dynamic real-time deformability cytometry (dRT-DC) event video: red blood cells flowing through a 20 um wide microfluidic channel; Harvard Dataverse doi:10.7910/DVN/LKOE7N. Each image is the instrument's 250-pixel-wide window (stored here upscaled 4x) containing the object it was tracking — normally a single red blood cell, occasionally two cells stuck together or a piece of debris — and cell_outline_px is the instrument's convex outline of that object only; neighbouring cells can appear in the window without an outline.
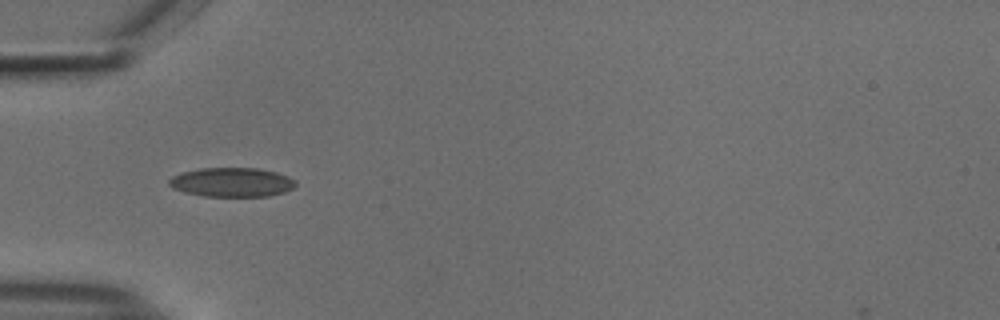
{"species": "common noctule bat (a hibernating species)", "species_latin": "Nyctalus noctula", "temperature_condition": "cold", "stored_images_in_passage": 37, "camera_frame_rate_fps": 3000, "um_per_image_px": 0.085, "animal": {"sex": "male", "body_mass_g": 18.8}, "frame": {"image": 1, "passage_image": 1, "time_ms": 0.0, "image_size_px": [1000, 320], "cell_outline_px": [[296, 184], [292, 188], [284, 192], [268, 196], [204, 196], [184, 192], [172, 188], [168, 184], [168, 180], [172, 176], [184, 172], [200, 168], [256, 168], [276, 172], [288, 176], [296, 180]], "centroid_in_image_um": [19.7, 15.49], "position_along_channel_um": 65.3, "area_um2": 21.5}}
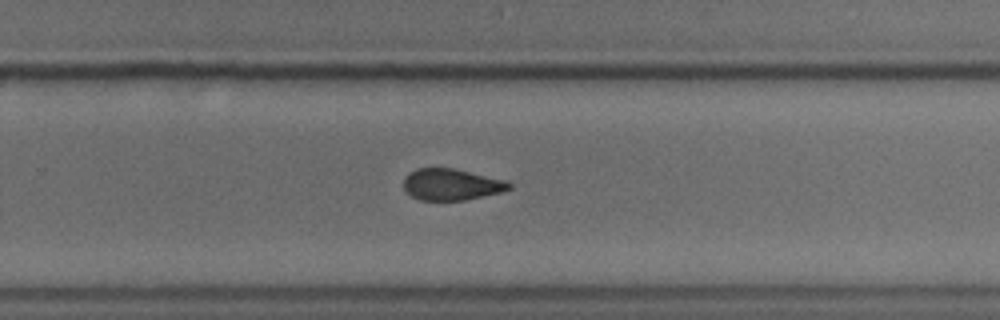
{"frame": {"image": 2, "passage_image": 19, "time_ms": 6.0, "image_size_px": [1000, 320], "cell_outline_px": [[512, 188], [500, 192], [464, 200], [420, 200], [412, 196], [404, 188], [404, 176], [408, 172], [416, 168], [452, 168], [508, 180], [512, 184]], "centroid_in_image_um": [38.37, 15.67], "position_along_channel_um": 291.4, "area_um2": 19.36}}
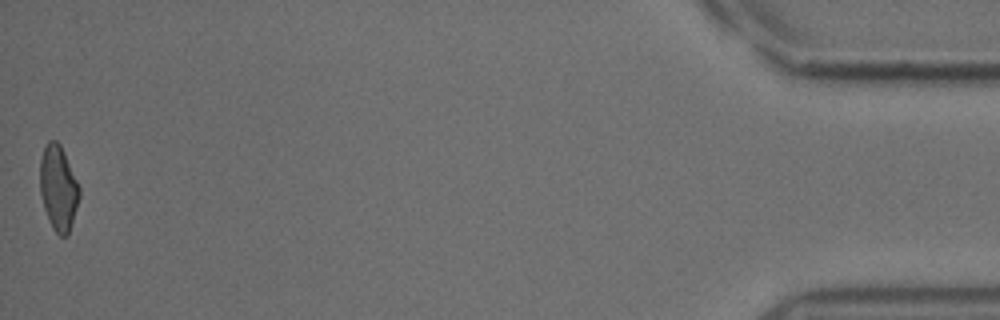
{"frame": {"image": 3, "passage_image": 37, "time_ms": 12.0, "image_size_px": [1000, 320], "cell_outline_px": [[80, 196], [68, 236], [60, 236], [52, 228], [44, 208], [40, 192], [40, 160], [44, 148], [48, 140], [56, 140], [60, 144], [64, 152], [80, 188]], "centroid_in_image_um": [4.96, 15.99], "position_along_channel_um": 430.2, "area_um2": 19.42}, "authors_computed_cell_mechanics": {"area_um2": 19.8832, "velocity_mm_per_s": 3.7875, "shape_relaxation_time_tau1_ms": 8.3502, "shape_relaxation_time_tau2_ms": 2.6378, "deformation_change_tau1": 0.1506, "deformation_change_tau2": 0.0739}}